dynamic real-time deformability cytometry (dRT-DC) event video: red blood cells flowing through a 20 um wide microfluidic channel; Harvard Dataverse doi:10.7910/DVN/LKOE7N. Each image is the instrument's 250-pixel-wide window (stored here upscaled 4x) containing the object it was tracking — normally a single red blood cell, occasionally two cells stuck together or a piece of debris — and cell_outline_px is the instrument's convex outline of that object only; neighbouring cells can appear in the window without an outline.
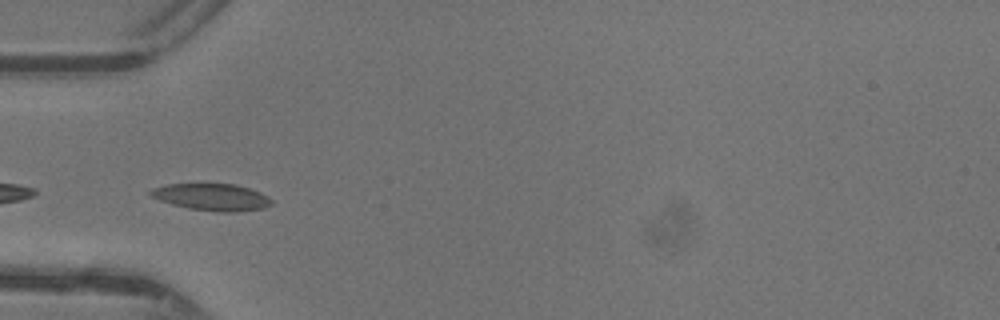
{"species": "common noctule bat (a hibernating species)", "species_latin": "Nyctalus noctula", "temperature_condition": "warm", "stored_images_in_passage": 27, "camera_frame_rate_fps": 3000, "um_per_image_px": 0.085, "animal": {"sex": "female"}, "frame": {"image": 1, "passage_image": 1, "time_ms": 0.0, "image_size_px": [1000, 320], "cell_outline_px": [[272, 204], [264, 208], [236, 212], [216, 212], [188, 208], [172, 204], [160, 200], [152, 196], [148, 192], [152, 188], [168, 184], [236, 184], [260, 192], [268, 196], [272, 200]], "centroid_in_image_um": [18.03, 16.75], "position_along_channel_um": 67.0, "area_um2": 18.96}}
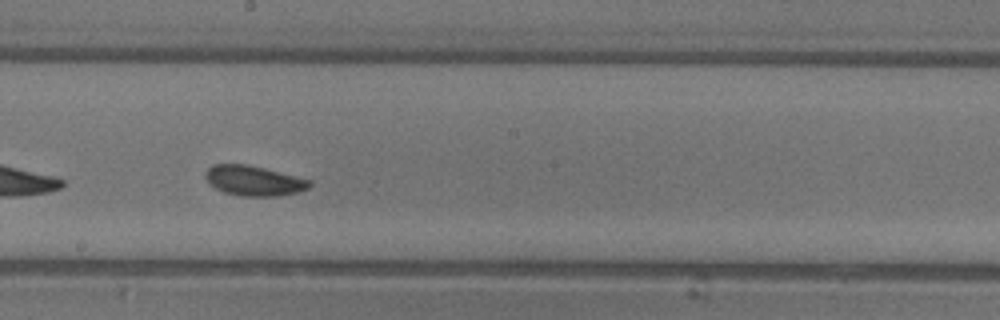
{"frame": {"image": 2, "passage_image": 12, "time_ms": 3.667, "image_size_px": [1000, 320], "cell_outline_px": [[312, 184], [308, 188], [296, 192], [276, 196], [240, 196], [224, 192], [208, 184], [204, 176], [204, 172], [212, 164], [248, 164], [312, 180]], "centroid_in_image_um": [21.53, 15.35], "position_along_channel_um": 226.7, "area_um2": 18.32}}
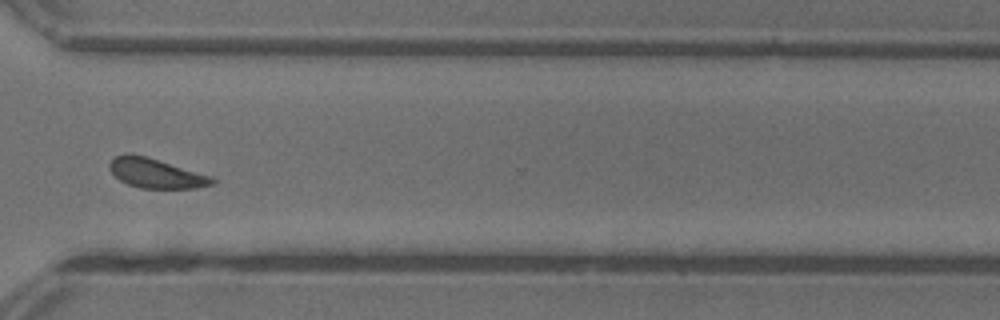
{"frame": {"image": 3, "passage_image": 21, "time_ms": 6.667, "image_size_px": [1000, 320], "cell_outline_px": [[216, 180], [212, 184], [196, 188], [140, 188], [128, 184], [120, 180], [108, 168], [108, 164], [116, 156], [128, 152], [148, 156], [212, 176]], "centroid_in_image_um": [13.25, 14.71], "position_along_channel_um": 357.4, "area_um2": 17.8}, "authors_computed_cell_mechanics": {"area_um2": 17.8024, "velocity_mm_per_s": 4.3624, "shape_relaxation_time_tau1_ms": null, "shape_relaxation_time_tau2_ms": 2.0194, "deformation_change_tau1": null, "deformation_change_tau2": 0.0704}}